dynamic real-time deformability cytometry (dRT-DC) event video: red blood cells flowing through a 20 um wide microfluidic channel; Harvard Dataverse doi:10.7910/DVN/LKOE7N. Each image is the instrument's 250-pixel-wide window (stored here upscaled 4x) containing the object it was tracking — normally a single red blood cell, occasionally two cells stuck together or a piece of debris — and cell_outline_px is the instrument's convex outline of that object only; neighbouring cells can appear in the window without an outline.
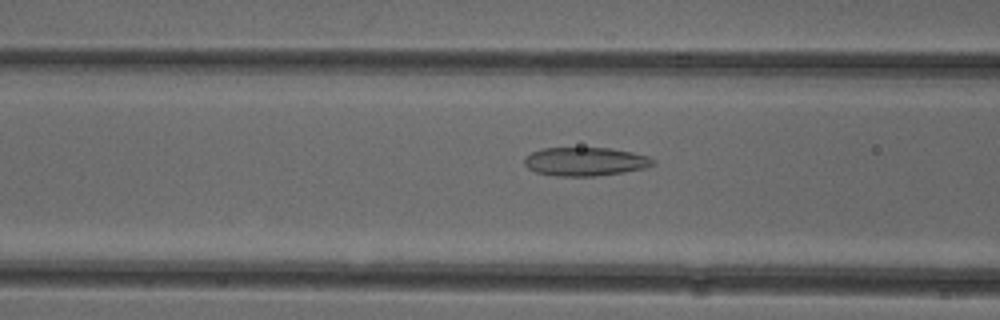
{"species": "common noctule bat (a hibernating species)", "species_latin": "Nyctalus noctula", "temperature_condition": "cold", "stored_images_in_passage": 52, "camera_frame_rate_fps": 3000, "um_per_image_px": 0.085, "animal": {"sex": "female"}, "frame": {"image": 1, "passage_image": 20, "time_ms": 6.333, "image_size_px": [1000, 320], "cell_outline_px": [[656, 164], [644, 168], [596, 176], [556, 176], [536, 172], [528, 168], [524, 164], [524, 156], [532, 152], [544, 148], [612, 148], [632, 152], [648, 156], [656, 160]], "centroid_in_image_um": [49.74, 13.73], "position_along_channel_um": 116.9, "area_um2": 21.44}}
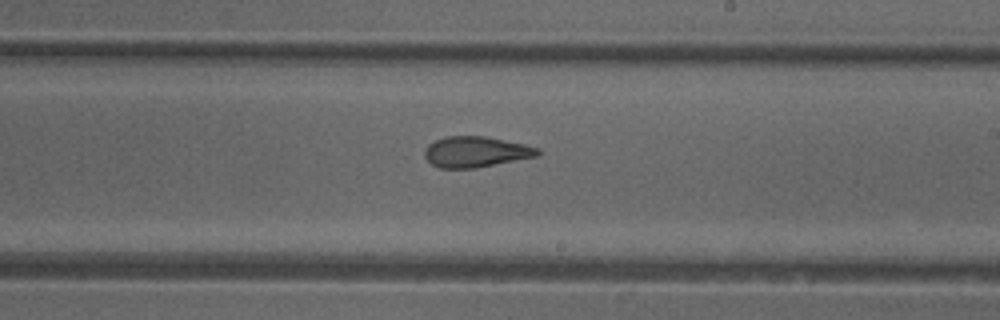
{"frame": {"image": 2, "passage_image": 30, "time_ms": 9.667, "image_size_px": [1000, 320], "cell_outline_px": [[540, 156], [476, 168], [440, 168], [432, 164], [424, 156], [424, 152], [428, 144], [444, 136], [484, 136], [524, 144], [540, 148]], "centroid_in_image_um": [40.47, 12.91], "position_along_channel_um": 248.5, "area_um2": 20.35}}
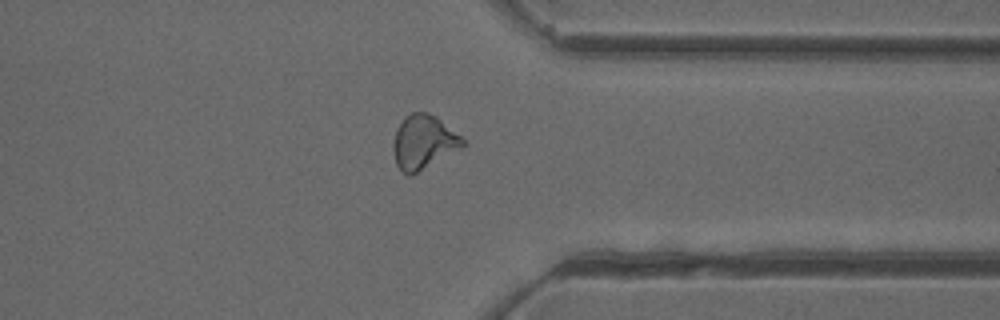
{"frame": {"image": 3, "passage_image": 40, "time_ms": 13.0, "image_size_px": [1000, 320], "cell_outline_px": [[468, 144], [412, 176], [408, 176], [396, 164], [392, 148], [392, 144], [396, 128], [412, 112], [428, 112], [436, 116], [460, 136]], "centroid_in_image_um": [35.99, 12.1], "position_along_channel_um": 375.4, "area_um2": 21.79}, "authors_computed_cell_mechanics": {"area_um2": 21.8773, "velocity_mm_per_s": 3.9453, "shape_relaxation_time_tau1_ms": null, "shape_relaxation_time_tau2_ms": 1.9968, "deformation_change_tau1": null, "deformation_change_tau2": 0.1052}}